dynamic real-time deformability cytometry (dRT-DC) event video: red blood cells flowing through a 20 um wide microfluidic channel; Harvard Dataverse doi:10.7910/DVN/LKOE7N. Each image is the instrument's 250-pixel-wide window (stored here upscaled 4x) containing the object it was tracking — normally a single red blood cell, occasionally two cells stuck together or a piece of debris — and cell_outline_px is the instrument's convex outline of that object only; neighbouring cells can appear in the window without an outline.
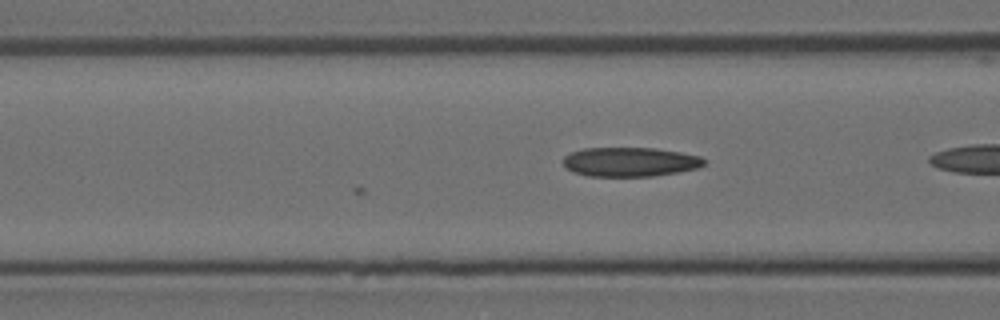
{"species": "Egyptian fruit bat (a non-hibernating species)", "species_latin": "Rousettus aegyptiacus", "temperature_condition": "room temperature", "stored_images_in_passage": 5, "camera_frame_rate_fps": 3000, "um_per_image_px": 0.085, "animal": {"sex": "female"}, "frame": {"image": 1, "passage_image": 5, "time_ms": 1.333, "image_size_px": [1000, 320], "cell_outline_px": [[708, 160], [704, 164], [696, 168], [676, 172], [652, 176], [588, 176], [572, 172], [564, 164], [564, 156], [572, 152], [584, 148], [656, 148], [680, 152], [700, 156]], "centroid_in_image_um": [53.56, 13.75], "position_along_channel_um": 113.0, "area_um2": 23.93}}